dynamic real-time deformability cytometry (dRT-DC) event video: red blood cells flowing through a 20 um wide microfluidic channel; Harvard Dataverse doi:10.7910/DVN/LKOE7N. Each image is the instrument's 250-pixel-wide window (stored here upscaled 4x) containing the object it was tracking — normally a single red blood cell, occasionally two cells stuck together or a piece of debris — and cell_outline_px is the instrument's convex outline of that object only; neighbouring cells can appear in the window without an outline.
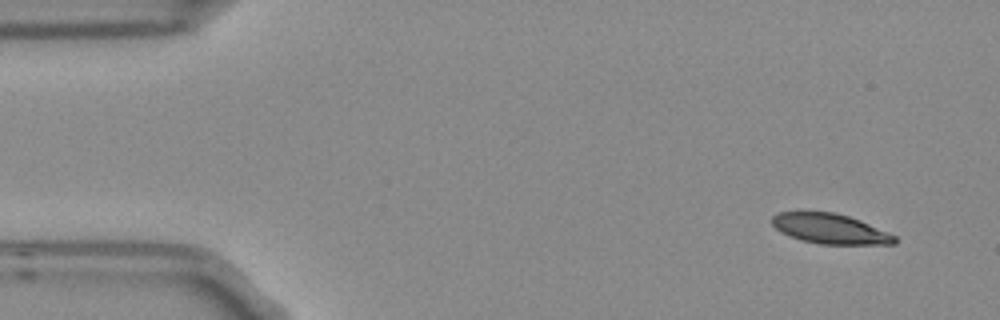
{"species": "Egyptian fruit bat (a non-hibernating species)", "species_latin": "Rousettus aegyptiacus", "temperature_condition": "room temperature", "stored_images_in_passage": 5, "segment_of_instrument_passage": [1, 2], "camera_frame_rate_fps": 3000, "um_per_image_px": 0.085, "frame": {"image": 1, "passage_image": 1, "time_ms": 0.0, "image_size_px": [1000, 320], "cell_outline_px": [[896, 244], [820, 244], [800, 240], [780, 232], [772, 224], [772, 216], [780, 212], [832, 212], [848, 216], [860, 220], [896, 236]], "centroid_in_image_um": [70.54, 19.45], "position_along_channel_um": 14.5, "area_um2": 21.27}}
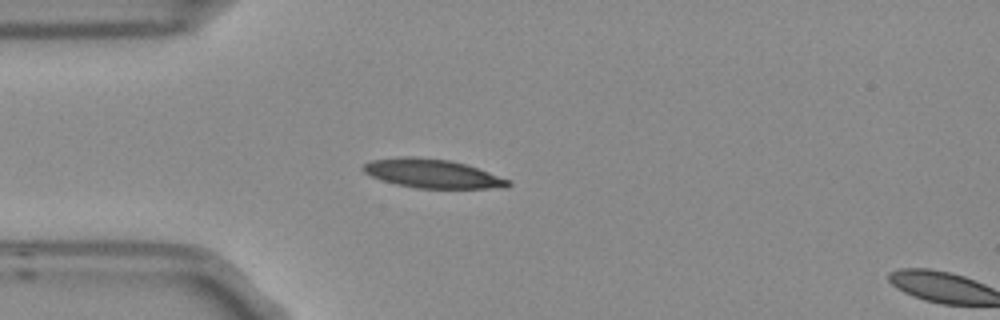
{"frame": {"image": 2, "passage_image": 4, "time_ms": 1.0, "image_size_px": [1000, 320], "cell_outline_px": [[512, 184], [504, 188], [416, 188], [396, 184], [372, 176], [364, 172], [360, 168], [364, 164], [372, 160], [404, 156], [412, 156], [448, 160], [464, 164], [512, 180]], "centroid_in_image_um": [36.76, 14.76], "position_along_channel_um": 48.2, "area_um2": 24.16}}